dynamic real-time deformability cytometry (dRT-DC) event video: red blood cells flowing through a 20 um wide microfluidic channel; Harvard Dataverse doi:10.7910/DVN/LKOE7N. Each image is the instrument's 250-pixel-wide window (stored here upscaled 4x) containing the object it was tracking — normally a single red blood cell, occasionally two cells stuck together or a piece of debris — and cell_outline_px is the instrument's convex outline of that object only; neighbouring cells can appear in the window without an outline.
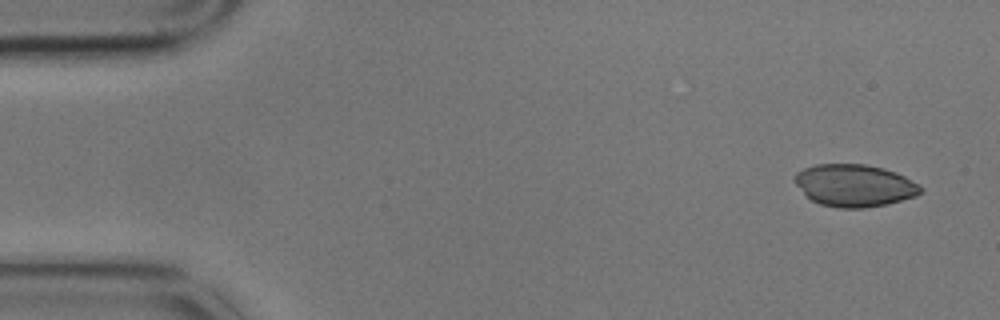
{"species": "common noctule bat (a hibernating species)", "species_latin": "Nyctalus noctula", "temperature_condition": "cold", "stored_images_in_passage": 4, "camera_frame_rate_fps": 3000, "um_per_image_px": 0.085, "animal": {"sex": "male", "body_mass_g": 17.9}, "frame": {"image": 1, "passage_image": 1, "time_ms": 0.0, "image_size_px": [1000, 320], "cell_outline_px": [[924, 192], [916, 196], [884, 204], [864, 208], [840, 208], [820, 204], [812, 200], [796, 184], [796, 172], [804, 168], [816, 164], [864, 164], [884, 168], [896, 172], [920, 184], [924, 188]], "centroid_in_image_um": [72.68, 15.76], "position_along_channel_um": 12.3, "area_um2": 30.87}}